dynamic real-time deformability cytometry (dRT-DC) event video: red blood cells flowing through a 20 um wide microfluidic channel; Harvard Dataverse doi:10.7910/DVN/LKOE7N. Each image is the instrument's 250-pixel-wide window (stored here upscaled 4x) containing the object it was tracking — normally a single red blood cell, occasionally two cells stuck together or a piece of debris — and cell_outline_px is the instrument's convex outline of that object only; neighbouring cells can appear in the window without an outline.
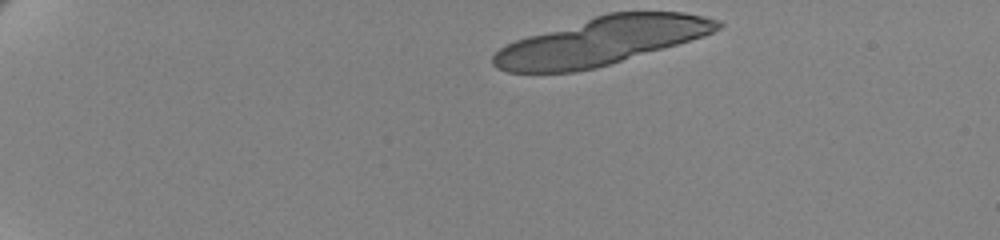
{"species": "human", "species_latin": "Homo sapiens", "temperature_condition": "cold", "stored_images_in_passage": 16, "segment_of_instrument_passage": [1, 2], "camera_frame_rate_fps": 3000, "um_per_image_px": 0.085, "donor": {"sex": "female"}, "frame": {"image": 1, "passage_image": 1, "time_ms": 0.0, "image_size_px": [1000, 240], "cell_outline_px": [[724, 24], [720, 28], [704, 36], [596, 68], [576, 72], [508, 72], [496, 68], [492, 64], [492, 56], [500, 48], [516, 40], [528, 36], [608, 12], [684, 12], [704, 16], [720, 20]], "centroid_in_image_um": [51.12, 3.5], "position_along_channel_um": 33.9, "area_um2": 61.9}}